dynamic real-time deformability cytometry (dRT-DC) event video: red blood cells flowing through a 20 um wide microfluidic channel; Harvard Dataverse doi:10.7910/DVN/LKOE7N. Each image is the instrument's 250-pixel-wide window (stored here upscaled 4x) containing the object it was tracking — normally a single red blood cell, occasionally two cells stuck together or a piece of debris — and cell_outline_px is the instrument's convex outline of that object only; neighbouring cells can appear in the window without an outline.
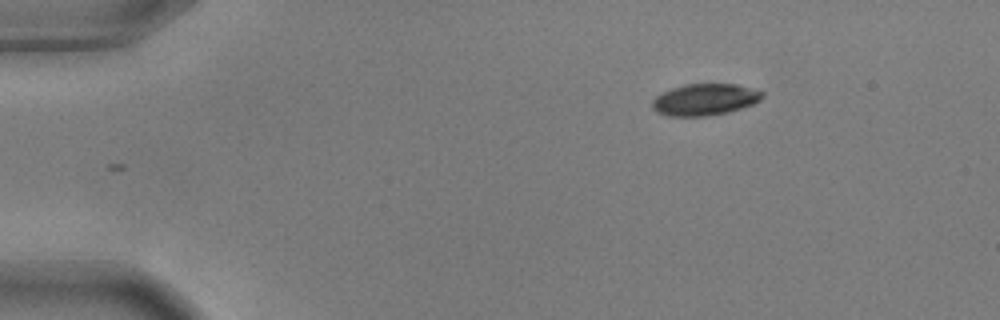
{"species": "common noctule bat (a hibernating species)", "species_latin": "Nyctalus noctula", "temperature_condition": "warm", "stored_images_in_passage": 48, "camera_frame_rate_fps": 3000, "um_per_image_px": 0.085, "animal": {"sex": "male", "body_mass_g": 17.9, "forearm_length_mm": 54.2}, "frame": {"image": 1, "passage_image": 1, "time_ms": 0.0, "image_size_px": [1000, 320], "cell_outline_px": [[764, 96], [760, 100], [752, 104], [728, 112], [704, 116], [668, 116], [656, 112], [652, 108], [652, 100], [656, 96], [672, 88], [684, 84], [736, 84], [764, 92]], "centroid_in_image_um": [59.89, 8.46], "position_along_channel_um": 25.1, "area_um2": 20.17}}
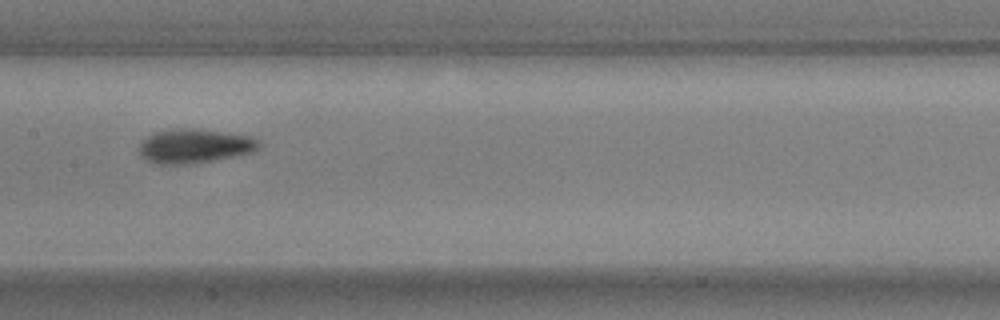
{"frame": {"image": 2, "passage_image": 21, "time_ms": 6.667, "image_size_px": [1000, 320], "cell_outline_px": [[260, 148], [252, 152], [236, 156], [192, 164], [156, 164], [140, 156], [140, 144], [148, 136], [156, 132], [184, 128], [188, 128], [220, 132], [248, 136], [256, 140], [260, 144]], "centroid_in_image_um": [16.53, 12.44], "position_along_channel_um": 190.9, "area_um2": 23.41}}
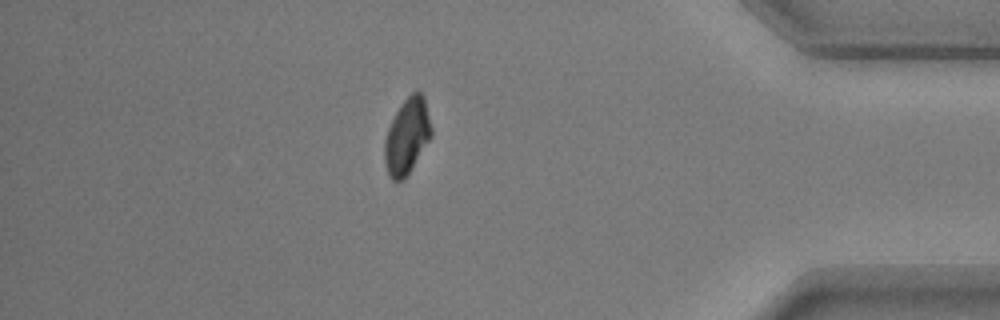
{"frame": {"image": 3, "passage_image": 41, "time_ms": 13.333, "image_size_px": [1000, 320], "cell_outline_px": [[432, 136], [404, 180], [392, 180], [388, 176], [384, 160], [384, 140], [388, 128], [396, 112], [404, 100], [412, 92], [420, 92], [424, 96], [432, 128]], "centroid_in_image_um": [34.59, 11.59], "position_along_channel_um": 400.6, "area_um2": 20.58}, "authors_computed_cell_mechanics": {"area_um2": 22.1085, "velocity_mm_per_s": 3.652, "shape_relaxation_time_tau1_ms": 3.1881, "shape_relaxation_time_tau2_ms": null, "deformation_change_tau1": 0.1476, "deformation_change_tau2": null}}